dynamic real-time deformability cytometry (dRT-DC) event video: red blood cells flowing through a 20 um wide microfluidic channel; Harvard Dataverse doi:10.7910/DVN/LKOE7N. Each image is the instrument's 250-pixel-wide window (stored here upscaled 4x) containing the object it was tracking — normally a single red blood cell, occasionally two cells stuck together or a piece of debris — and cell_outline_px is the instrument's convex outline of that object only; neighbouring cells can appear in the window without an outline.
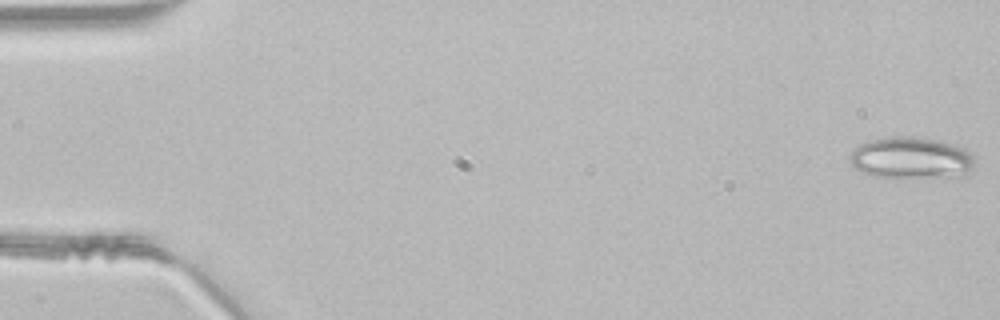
{"species": "common noctule bat (a hibernating species)", "species_latin": "Nyctalus noctula", "temperature_condition": "room temperature", "stored_images_in_passage": 11, "camera_frame_rate_fps": 3000, "um_per_image_px": 0.085, "animal": {"sex": "male", "body_mass_g": 21.5, "forearm_length_mm": 52.0}, "frame": {"image": 1, "passage_image": 1, "time_ms": 0.0, "image_size_px": [1000, 320], "cell_outline_px": [[976, 164], [968, 176], [876, 176], [860, 172], [848, 160], [848, 156], [860, 144], [872, 140], [888, 136], [912, 136], [940, 140], [964, 148], [976, 156]], "centroid_in_image_um": [77.51, 13.4], "position_along_channel_um": 7.5, "area_um2": 30.4}}